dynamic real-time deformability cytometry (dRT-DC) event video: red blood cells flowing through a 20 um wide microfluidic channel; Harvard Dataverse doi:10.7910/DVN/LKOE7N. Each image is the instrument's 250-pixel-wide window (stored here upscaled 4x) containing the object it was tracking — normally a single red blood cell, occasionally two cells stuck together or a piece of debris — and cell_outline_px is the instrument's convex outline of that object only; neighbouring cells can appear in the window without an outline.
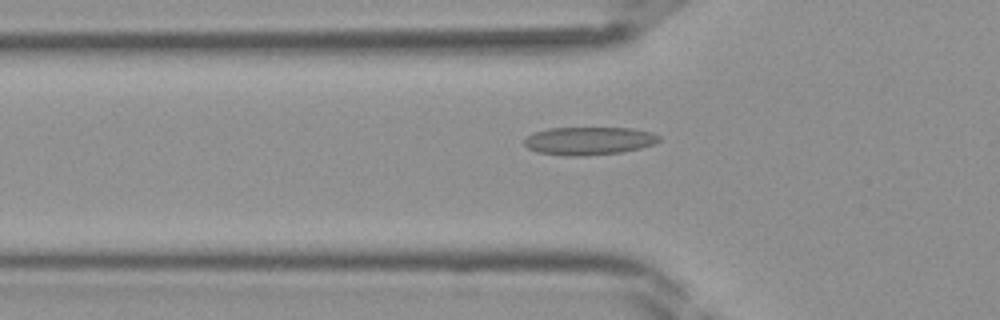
{"species": "Egyptian fruit bat (a non-hibernating species)", "species_latin": "Rousettus aegyptiacus", "temperature_condition": "room temperature", "stored_images_in_passage": 41, "camera_frame_rate_fps": 3000, "um_per_image_px": 0.085, "frame": {"image": 1, "passage_image": 14, "time_ms": 4.333, "image_size_px": [1000, 320], "cell_outline_px": [[660, 140], [652, 144], [640, 148], [624, 152], [584, 156], [564, 156], [536, 152], [528, 148], [524, 144], [524, 140], [528, 136], [536, 132], [548, 128], [632, 128], [652, 132], [660, 136]], "centroid_in_image_um": [50.06, 11.98], "position_along_channel_um": 75.7, "area_um2": 22.08}}
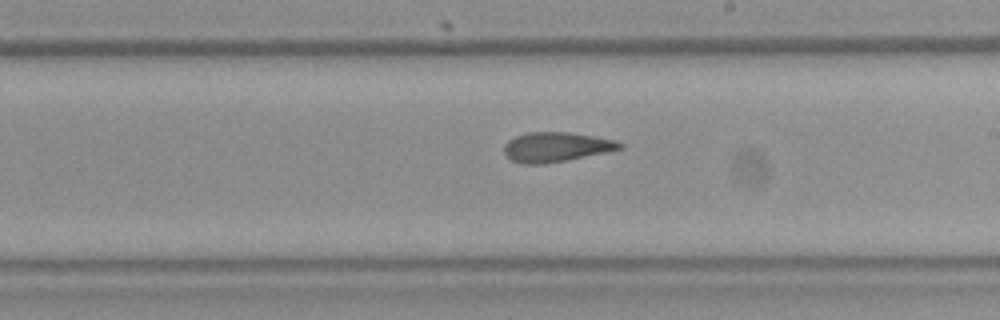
{"frame": {"image": 2, "passage_image": 24, "time_ms": 7.667, "image_size_px": [1000, 320], "cell_outline_px": [[624, 148], [568, 160], [544, 164], [524, 164], [512, 160], [504, 152], [504, 144], [508, 140], [516, 136], [528, 132], [568, 132], [616, 140], [624, 144]], "centroid_in_image_um": [47.27, 12.49], "position_along_channel_um": 241.7, "area_um2": 19.94}}
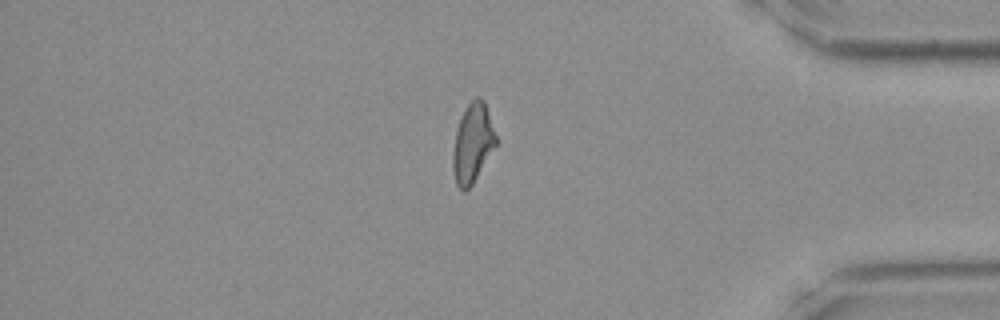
{"frame": {"image": 3, "passage_image": 35, "time_ms": 11.333, "image_size_px": [1000, 320], "cell_outline_px": [[496, 144], [472, 184], [464, 192], [456, 184], [452, 168], [452, 152], [456, 132], [460, 120], [468, 104], [476, 96], [480, 96], [484, 100], [496, 136]], "centroid_in_image_um": [40.15, 12.17], "position_along_channel_um": 395.0, "area_um2": 19.42}}